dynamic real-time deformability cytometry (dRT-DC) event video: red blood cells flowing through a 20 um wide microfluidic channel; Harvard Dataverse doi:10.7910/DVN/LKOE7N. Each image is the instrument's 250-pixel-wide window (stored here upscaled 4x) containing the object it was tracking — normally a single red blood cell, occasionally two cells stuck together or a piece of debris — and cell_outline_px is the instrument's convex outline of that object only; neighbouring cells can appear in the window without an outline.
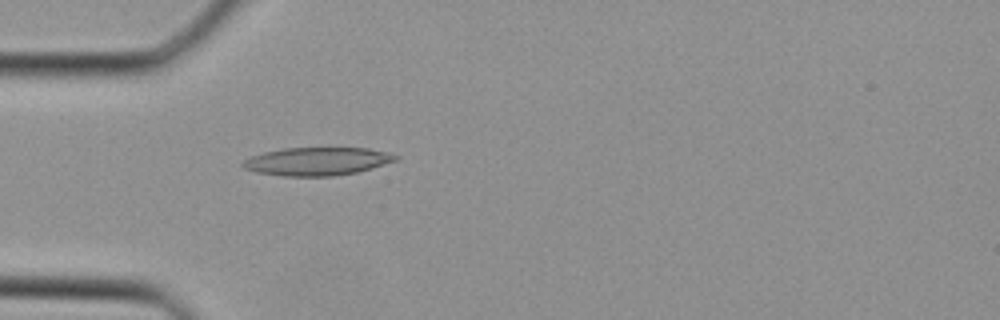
{"species": "Egyptian fruit bat (a non-hibernating species)", "species_latin": "Rousettus aegyptiacus", "temperature_condition": "cold", "stored_images_in_passage": 38, "camera_frame_rate_fps": 3000, "um_per_image_px": 0.085, "animal": {"sex": "female"}, "frame": {"image": 1, "passage_image": 11, "time_ms": 3.333, "image_size_px": [1000, 320], "cell_outline_px": [[400, 156], [396, 160], [372, 168], [356, 172], [332, 176], [284, 176], [256, 172], [244, 168], [240, 164], [244, 160], [252, 156], [264, 152], [284, 148], [368, 148], [392, 152]], "centroid_in_image_um": [26.98, 13.71], "position_along_channel_um": 58.0, "area_um2": 25.03}}
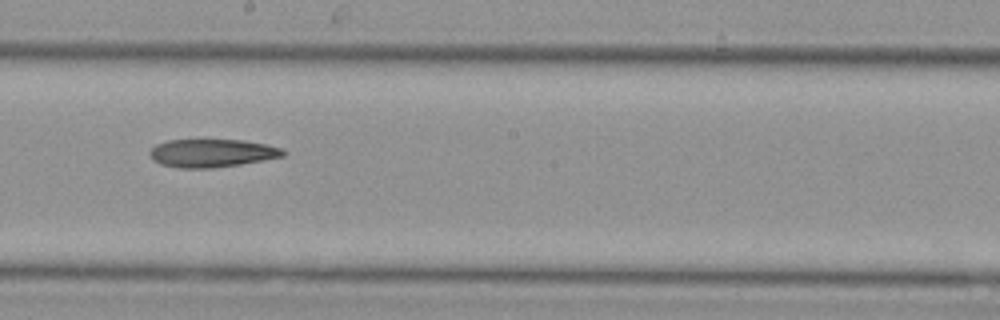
{"frame": {"image": 2, "passage_image": 21, "time_ms": 6.667, "image_size_px": [1000, 320], "cell_outline_px": [[288, 152], [284, 156], [240, 164], [212, 168], [180, 168], [160, 164], [152, 160], [148, 152], [156, 144], [168, 140], [244, 140], [268, 144], [280, 148]], "centroid_in_image_um": [18.01, 13.01], "position_along_channel_um": 230.2, "area_um2": 21.91}}
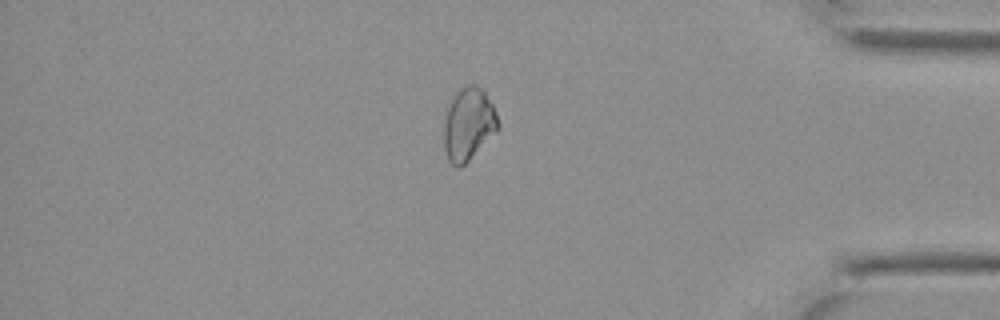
{"frame": {"image": 3, "passage_image": 32, "time_ms": 10.333, "image_size_px": [1000, 320], "cell_outline_px": [[500, 128], [460, 168], [452, 164], [448, 160], [444, 148], [444, 120], [448, 108], [456, 92], [460, 88], [468, 84], [476, 84], [484, 92], [492, 104], [496, 112], [500, 124]], "centroid_in_image_um": [39.82, 10.55], "position_along_channel_um": 395.4, "area_um2": 22.72}}